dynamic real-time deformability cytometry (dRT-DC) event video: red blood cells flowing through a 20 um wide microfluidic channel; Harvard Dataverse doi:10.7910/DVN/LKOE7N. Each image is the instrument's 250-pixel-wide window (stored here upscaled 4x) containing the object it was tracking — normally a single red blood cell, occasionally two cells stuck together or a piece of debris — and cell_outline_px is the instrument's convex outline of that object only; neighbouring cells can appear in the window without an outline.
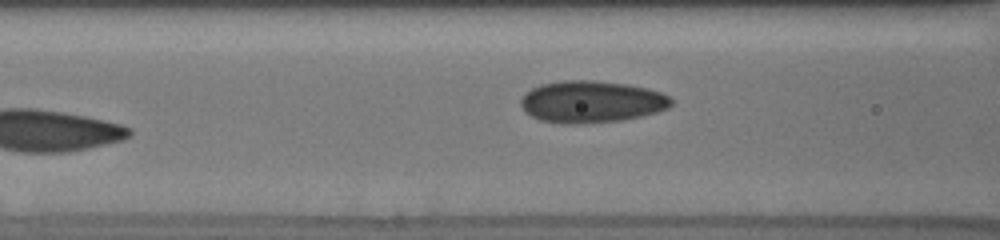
{"species": "human", "species_latin": "Homo sapiens", "temperature_condition": "cold", "stored_images_in_passage": 12, "segment_of_instrument_passage": [2, 2], "camera_frame_rate_fps": 3000, "um_per_image_px": 0.085, "donor": {"sex": "male"}, "frame": {"image": 1, "passage_image": 12, "time_ms": 8.333, "image_size_px": [1000, 240], "cell_outline_px": [[672, 104], [668, 108], [656, 112], [640, 116], [620, 120], [580, 124], [564, 124], [540, 120], [524, 112], [520, 104], [520, 100], [524, 92], [540, 84], [560, 80], [592, 80], [628, 84], [648, 88], [660, 92], [668, 96], [672, 100]], "centroid_in_image_um": [50.23, 8.64], "position_along_channel_um": 116.4, "area_um2": 36.99}}